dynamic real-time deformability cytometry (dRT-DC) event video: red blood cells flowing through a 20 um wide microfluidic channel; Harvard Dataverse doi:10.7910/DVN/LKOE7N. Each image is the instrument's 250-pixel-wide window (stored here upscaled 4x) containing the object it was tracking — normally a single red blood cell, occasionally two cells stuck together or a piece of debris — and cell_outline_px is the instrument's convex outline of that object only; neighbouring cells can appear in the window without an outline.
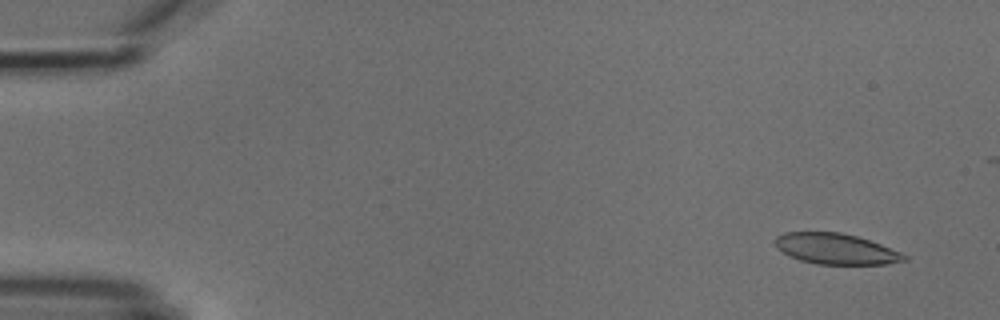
{"species": "common noctule bat (a hibernating species)", "species_latin": "Nyctalus noctula", "temperature_condition": "cold", "stored_images_in_passage": 5, "camera_frame_rate_fps": 3000, "um_per_image_px": 0.085, "animal": {"sex": "male", "body_mass_g": 18.8}, "frame": {"image": 1, "passage_image": 1, "time_ms": 0.0, "image_size_px": [1000, 320], "cell_outline_px": [[908, 260], [884, 264], [816, 264], [800, 260], [788, 256], [776, 248], [776, 236], [784, 232], [840, 232], [856, 236], [880, 244], [900, 252], [908, 256]], "centroid_in_image_um": [71.02, 21.15], "position_along_channel_um": 14.0, "area_um2": 23.06}}
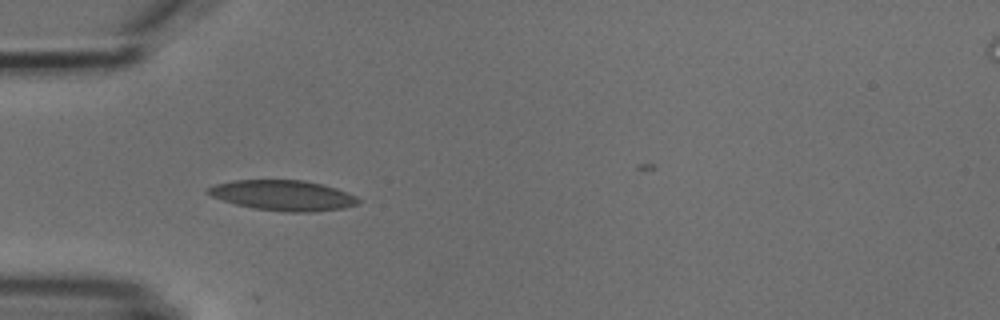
{"frame": {"image": 2, "passage_image": 5, "time_ms": 4.333, "image_size_px": [1000, 320], "cell_outline_px": [[360, 200], [356, 204], [344, 208], [316, 212], [284, 212], [252, 208], [236, 204], [212, 196], [204, 192], [208, 188], [216, 184], [236, 180], [304, 180], [336, 188], [356, 196]], "centroid_in_image_um": [24.06, 16.61], "position_along_channel_um": 60.9, "area_um2": 26.47}}